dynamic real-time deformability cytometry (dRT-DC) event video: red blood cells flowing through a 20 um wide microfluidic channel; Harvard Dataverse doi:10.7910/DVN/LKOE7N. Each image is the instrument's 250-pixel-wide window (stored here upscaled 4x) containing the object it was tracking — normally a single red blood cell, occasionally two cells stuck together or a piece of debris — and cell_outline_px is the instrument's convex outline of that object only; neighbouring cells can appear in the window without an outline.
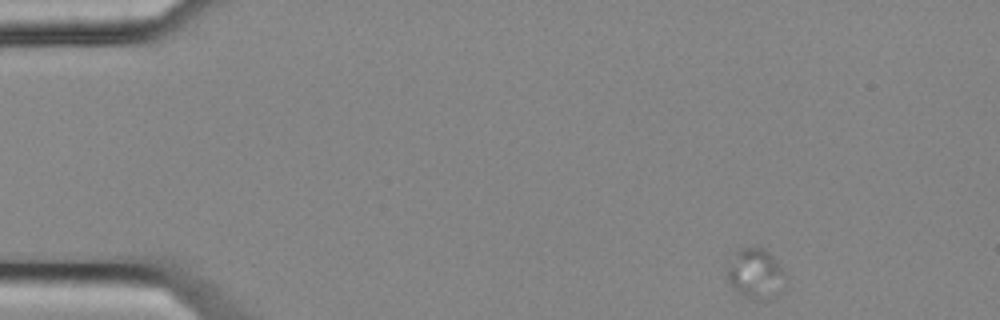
{"species": "common noctule bat (a hibernating species)", "species_latin": "Nyctalus noctula", "temperature_condition": "cold", "stored_images_in_passage": 6, "camera_frame_rate_fps": 3000, "um_per_image_px": 0.085, "animal": {"sex": "female", "body_mass_g": 25.1}, "frame": {"image": 1, "passage_image": 1, "time_ms": 0.0, "image_size_px": [1000, 320], "cell_outline_px": [[788, 280], [768, 300], [760, 300], [744, 296], [736, 292], [728, 280], [728, 268], [736, 252], [740, 248], [764, 248], [772, 256], [788, 276]], "centroid_in_image_um": [64.25, 23.27], "position_along_channel_um": 20.8, "area_um2": 16.65}}
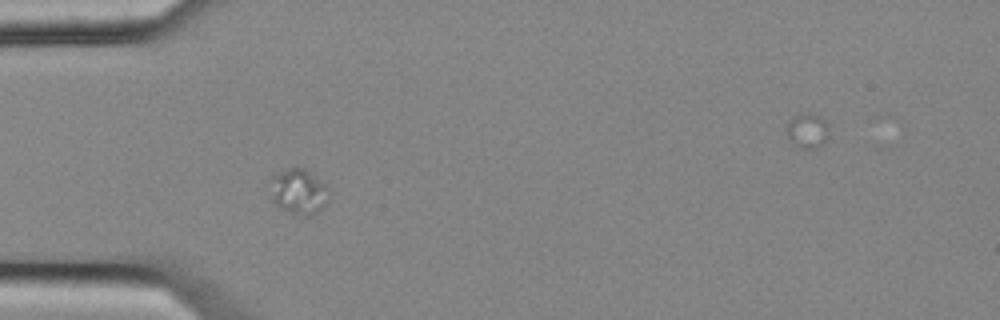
{"frame": {"image": 2, "passage_image": 4, "time_ms": 1.0, "image_size_px": [1000, 320], "cell_outline_px": [[328, 200], [312, 216], [308, 216], [288, 212], [280, 208], [272, 200], [272, 176], [276, 172], [288, 168], [304, 168], [324, 184], [328, 188]], "centroid_in_image_um": [25.37, 16.28], "position_along_channel_um": 59.6, "area_um2": 15.14}}